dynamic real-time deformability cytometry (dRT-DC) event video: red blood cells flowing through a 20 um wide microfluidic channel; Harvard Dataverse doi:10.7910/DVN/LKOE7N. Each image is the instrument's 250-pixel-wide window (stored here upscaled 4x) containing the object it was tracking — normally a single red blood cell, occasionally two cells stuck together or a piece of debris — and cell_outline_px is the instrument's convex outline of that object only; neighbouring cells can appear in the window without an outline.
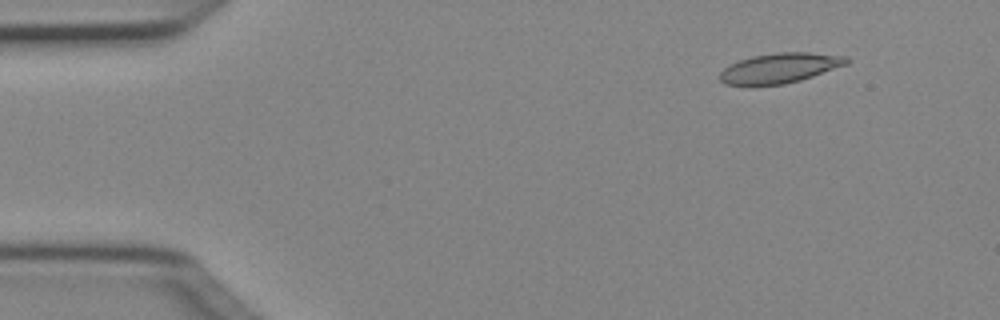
{"species": "Egyptian fruit bat (a non-hibernating species)", "species_latin": "Rousettus aegyptiacus", "temperature_condition": "cold", "stored_images_in_passage": 3, "camera_frame_rate_fps": 3000, "um_per_image_px": 0.085, "animal": {"sex": "female"}, "frame": {"image": 1, "passage_image": 2, "time_ms": 0.333, "image_size_px": [1000, 320], "cell_outline_px": [[852, 60], [848, 64], [800, 80], [784, 84], [756, 88], [748, 88], [724, 84], [720, 80], [720, 72], [728, 64], [752, 56], [780, 52], [808, 52], [848, 56]], "centroid_in_image_um": [66.23, 5.82], "position_along_channel_um": 18.8, "area_um2": 22.95}}